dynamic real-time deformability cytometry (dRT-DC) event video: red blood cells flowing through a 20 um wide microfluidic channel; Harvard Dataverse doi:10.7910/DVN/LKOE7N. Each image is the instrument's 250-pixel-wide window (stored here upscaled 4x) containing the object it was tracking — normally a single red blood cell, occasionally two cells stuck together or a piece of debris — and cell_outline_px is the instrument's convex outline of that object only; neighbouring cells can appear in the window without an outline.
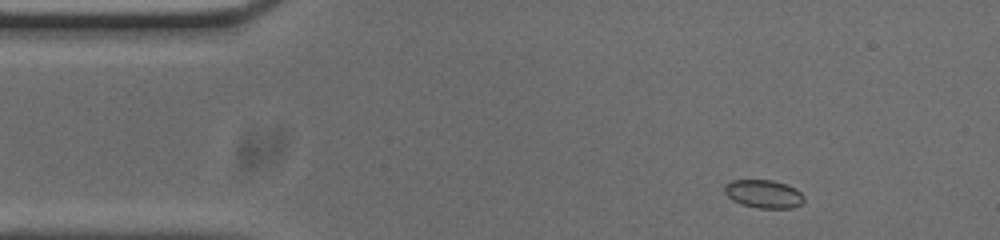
{"species": "common noctule bat (a hibernating species)", "species_latin": "Nyctalus noctula", "temperature_condition": "cold", "stored_images_in_passage": 49, "camera_frame_rate_fps": 3000, "um_per_image_px": 0.085, "animal": {"sex": "male", "body_mass_g": 20.0, "forearm_length_mm": 53.3}, "frame": {"image": 1, "passage_image": 2, "time_ms": 0.333, "image_size_px": [1000, 240], "cell_outline_px": [[804, 200], [800, 204], [792, 208], [760, 208], [740, 204], [732, 200], [724, 192], [724, 184], [732, 180], [772, 180], [788, 184], [796, 188], [804, 196]], "centroid_in_image_um": [64.9, 16.47], "position_along_channel_um": 20.1, "area_um2": 13.18}}
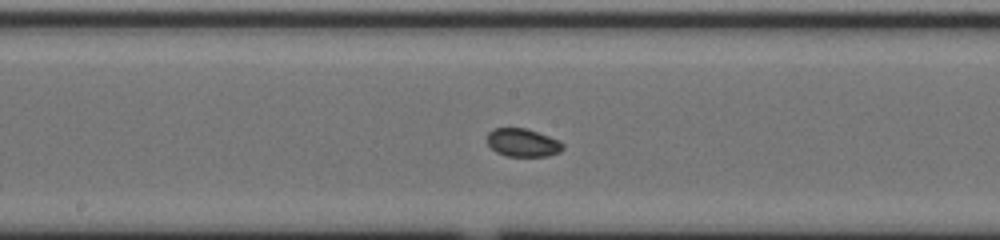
{"frame": {"image": 2, "passage_image": 22, "time_ms": 7.0, "image_size_px": [1000, 240], "cell_outline_px": [[564, 148], [560, 152], [548, 156], [508, 156], [496, 152], [488, 144], [488, 132], [492, 128], [524, 128], [560, 140], [564, 144]], "centroid_in_image_um": [44.45, 12.13], "position_along_channel_um": 203.7, "area_um2": 12.37}}
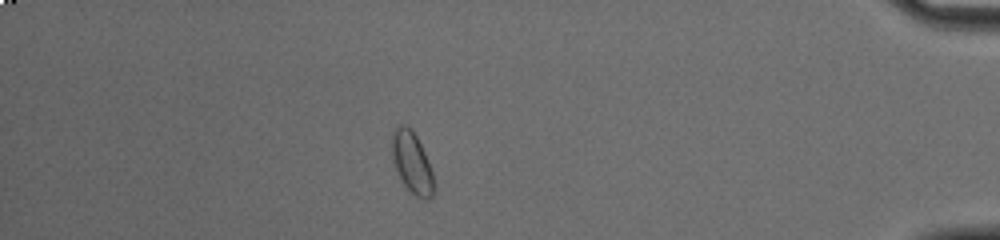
{"frame": {"image": 3, "passage_image": 42, "time_ms": 13.667, "image_size_px": [1000, 240], "cell_outline_px": [[432, 196], [428, 200], [424, 200], [416, 196], [404, 184], [396, 172], [392, 160], [392, 132], [400, 124], [408, 124], [412, 128], [428, 160], [432, 172]], "centroid_in_image_um": [34.98, 13.78], "position_along_channel_um": 400.2, "area_um2": 14.85}}